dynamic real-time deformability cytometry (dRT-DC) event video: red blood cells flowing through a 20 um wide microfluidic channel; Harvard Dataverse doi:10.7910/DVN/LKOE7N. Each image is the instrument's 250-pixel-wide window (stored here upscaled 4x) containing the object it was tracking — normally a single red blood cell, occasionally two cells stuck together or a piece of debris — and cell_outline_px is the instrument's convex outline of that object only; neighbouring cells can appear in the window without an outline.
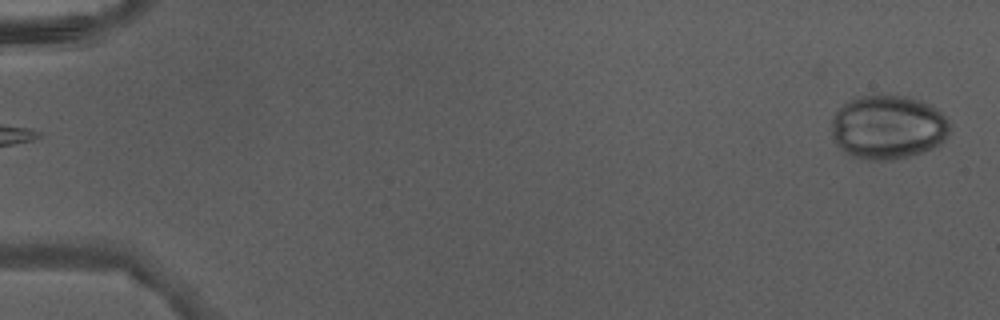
{"species": "Egyptian fruit bat (a non-hibernating species)", "species_latin": "Rousettus aegyptiacus", "temperature_condition": "warm", "stored_images_in_passage": 46, "camera_frame_rate_fps": 3000, "um_per_image_px": 0.085, "animal": {"sex": "male"}, "frame": {"image": 1, "passage_image": 1, "time_ms": 0.0, "image_size_px": [1000, 320], "cell_outline_px": [[948, 136], [940, 144], [924, 152], [892, 160], [864, 160], [848, 156], [836, 144], [832, 136], [832, 116], [852, 96], [880, 92], [908, 96], [920, 100], [928, 104], [940, 112], [948, 120]], "centroid_in_image_um": [75.42, 10.78], "position_along_channel_um": 9.6, "area_um2": 45.14}}
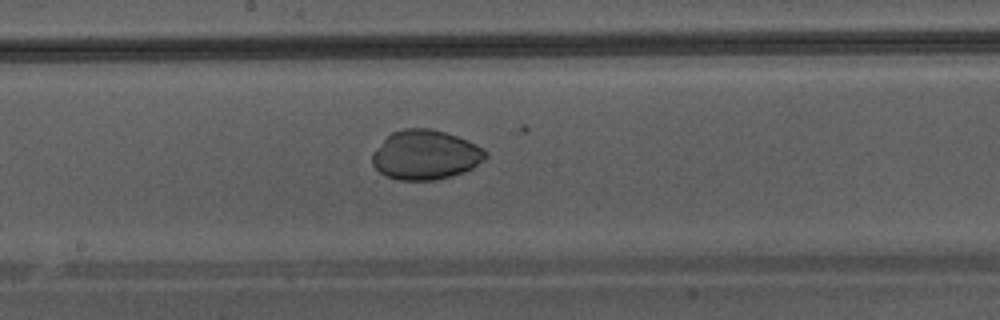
{"frame": {"image": 2, "passage_image": 26, "time_ms": 8.333, "image_size_px": [1000, 320], "cell_outline_px": [[488, 156], [484, 160], [472, 168], [464, 172], [436, 180], [400, 180], [384, 176], [372, 164], [372, 152], [392, 132], [404, 128], [432, 128], [468, 140], [484, 148], [488, 152]], "centroid_in_image_um": [36.18, 13.16], "position_along_channel_um": 212.0, "area_um2": 32.83}}
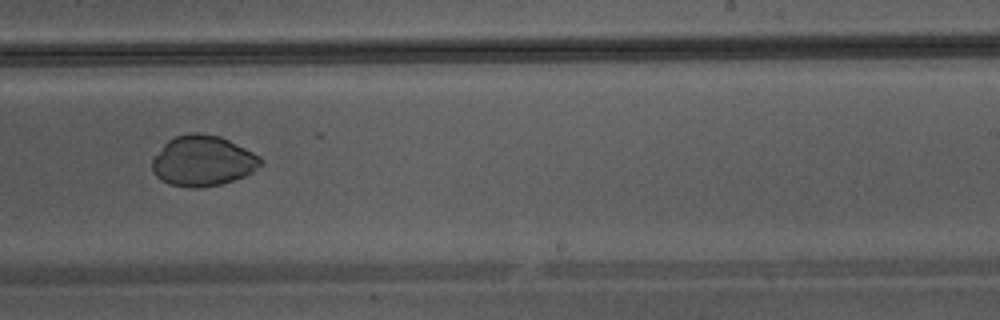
{"frame": {"image": 3, "passage_image": 30, "time_ms": 9.667, "image_size_px": [1000, 320], "cell_outline_px": [[264, 160], [252, 172], [244, 176], [220, 184], [200, 188], [192, 188], [168, 184], [160, 180], [152, 172], [152, 160], [164, 144], [168, 140], [176, 136], [192, 132], [196, 132], [220, 136], [260, 156]], "centroid_in_image_um": [17.21, 13.68], "position_along_channel_um": 271.8, "area_um2": 31.79}}